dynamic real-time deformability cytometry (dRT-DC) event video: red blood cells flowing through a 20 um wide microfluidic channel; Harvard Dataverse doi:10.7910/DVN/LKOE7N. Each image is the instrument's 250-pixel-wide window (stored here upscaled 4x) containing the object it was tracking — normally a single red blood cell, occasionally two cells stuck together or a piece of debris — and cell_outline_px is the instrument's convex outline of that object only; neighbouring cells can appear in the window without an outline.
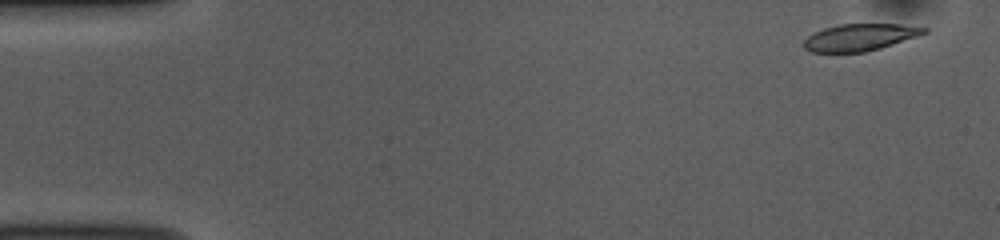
{"species": "common noctule bat (a hibernating species)", "species_latin": "Nyctalus noctula", "temperature_condition": "room temperature", "stored_images_in_passage": 52, "camera_frame_rate_fps": 3000, "um_per_image_px": 0.085, "animal": {"sex": "female", "body_mass_g": 10.0, "forearm_length_mm": 53.1}, "frame": {"image": 1, "passage_image": 2, "time_ms": 0.333, "image_size_px": [1000, 240], "cell_outline_px": [[928, 32], [880, 48], [864, 52], [812, 52], [804, 48], [804, 40], [812, 32], [824, 28], [840, 24], [900, 24], [928, 28]], "centroid_in_image_um": [73.05, 3.16], "position_along_channel_um": 11.9, "area_um2": 18.73}}
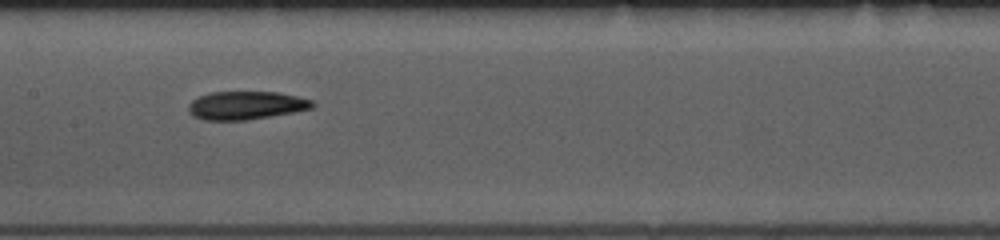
{"frame": {"image": 2, "passage_image": 25, "time_ms": 8.0, "image_size_px": [1000, 240], "cell_outline_px": [[316, 104], [312, 108], [296, 112], [248, 120], [204, 120], [192, 116], [188, 112], [188, 104], [192, 100], [200, 96], [212, 92], [276, 92], [296, 96], [312, 100]], "centroid_in_image_um": [20.91, 8.97], "position_along_channel_um": 186.5, "area_um2": 20.52}}
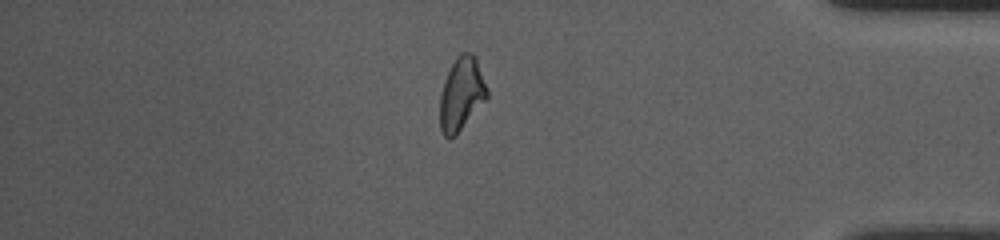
{"frame": {"image": 3, "passage_image": 44, "time_ms": 14.333, "image_size_px": [1000, 240], "cell_outline_px": [[488, 96], [456, 136], [448, 140], [444, 136], [440, 128], [440, 96], [444, 80], [456, 56], [460, 52], [472, 52], [476, 56], [488, 88]], "centroid_in_image_um": [39.23, 7.98], "position_along_channel_um": 396.0, "area_um2": 20.29}, "authors_computed_cell_mechanics": {"area_um2": 20.23, "velocity_mm_per_s": 3.7999, "shape_relaxation_time_tau1_ms": 7.0732, "shape_relaxation_time_tau2_ms": 6.1912, "deformation_change_tau1": 0.2046, "deformation_change_tau2": 0.1625}}